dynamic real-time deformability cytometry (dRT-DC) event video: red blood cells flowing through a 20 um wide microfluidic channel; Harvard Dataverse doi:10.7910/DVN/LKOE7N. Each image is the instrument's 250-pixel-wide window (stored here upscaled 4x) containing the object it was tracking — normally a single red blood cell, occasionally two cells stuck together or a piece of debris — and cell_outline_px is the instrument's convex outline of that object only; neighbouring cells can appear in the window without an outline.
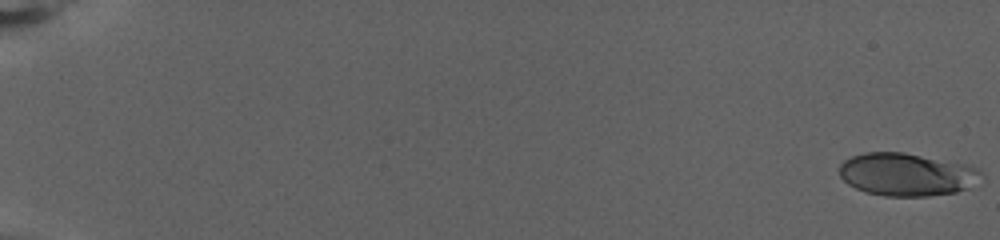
{"species": "human", "species_latin": "Homo sapiens", "temperature_condition": "warm", "stored_images_in_passage": 78, "camera_frame_rate_fps": 3000, "um_per_image_px": 0.085, "donor": {"sex": "female"}, "frame": {"image": 1, "passage_image": 1, "time_ms": 0.0, "image_size_px": [1000, 240], "cell_outline_px": [[984, 176], [968, 188], [956, 192], [928, 196], [884, 196], [864, 192], [848, 184], [840, 176], [840, 164], [844, 160], [852, 156], [864, 152], [904, 152], [964, 164], [980, 168]], "centroid_in_image_um": [77.07, 14.83], "position_along_channel_um": 7.9, "area_um2": 35.49}}
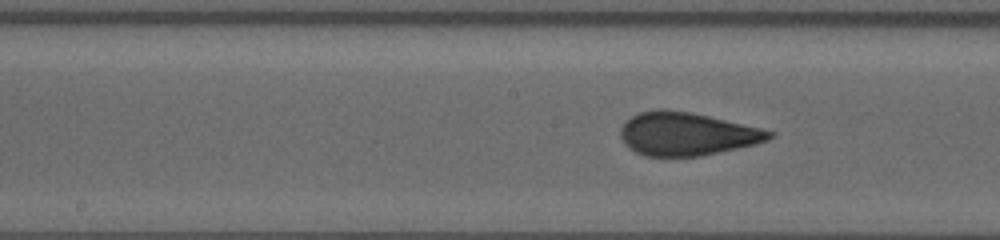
{"frame": {"image": 2, "passage_image": 43, "time_ms": 14.0, "image_size_px": [1000, 240], "cell_outline_px": [[776, 132], [768, 140], [756, 144], [700, 156], [644, 156], [628, 148], [624, 144], [620, 136], [620, 128], [624, 120], [640, 112], [660, 108], [664, 108], [692, 112], [760, 128]], "centroid_in_image_um": [58.33, 11.37], "position_along_channel_um": 189.9, "area_um2": 37.57}}
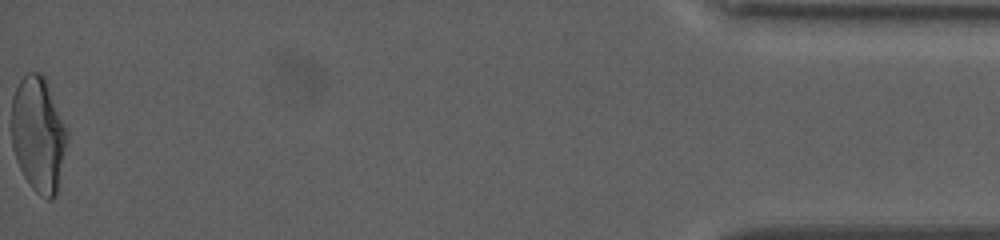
{"frame": {"image": 3, "passage_image": 78, "time_ms": 25.667, "image_size_px": [1000, 240], "cell_outline_px": [[68, 136], [56, 196], [52, 200], [48, 200], [40, 196], [32, 188], [24, 176], [16, 160], [12, 148], [12, 96], [20, 80], [28, 72], [40, 72], [44, 76], [48, 84], [68, 128]], "centroid_in_image_um": [3.27, 11.42], "position_along_channel_um": 431.9, "area_um2": 37.63}, "authors_computed_cell_mechanics": {"area_um2": 35.7204, "velocity_mm_per_s": 2.7996, "shape_relaxation_time_tau1_ms": 9.649, "shape_relaxation_time_tau2_ms": null, "deformation_change_tau1": 0.2728, "deformation_change_tau2": null}}